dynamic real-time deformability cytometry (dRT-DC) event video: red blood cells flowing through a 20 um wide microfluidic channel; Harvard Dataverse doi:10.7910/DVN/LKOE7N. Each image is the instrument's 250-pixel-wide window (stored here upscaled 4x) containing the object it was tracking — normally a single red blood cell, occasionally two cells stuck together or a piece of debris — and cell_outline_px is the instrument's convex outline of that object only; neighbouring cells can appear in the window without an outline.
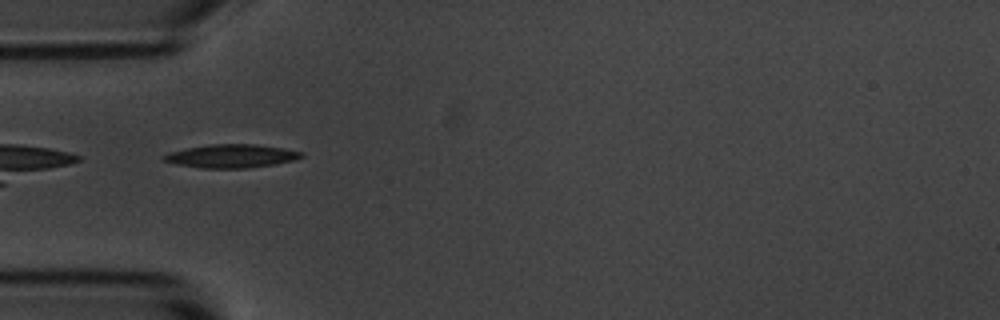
{"species": "common noctule bat (a hibernating species)", "species_latin": "Nyctalus noctula", "temperature_condition": "room temperature", "stored_images_in_passage": 6, "camera_frame_rate_fps": 3000, "um_per_image_px": 0.085, "animal": {"sex": "male", "body_mass_g": 20.1, "forearm_length_mm": 53.5}, "frame": {"image": 1, "passage_image": 5, "time_ms": 5.333, "image_size_px": [1000, 320], "cell_outline_px": [[304, 156], [296, 160], [276, 164], [248, 168], [200, 168], [176, 164], [160, 160], [160, 156], [168, 152], [208, 144], [252, 144], [280, 148], [304, 152]], "centroid_in_image_um": [19.63, 13.27], "position_along_channel_um": 65.4, "area_um2": 18.9}}